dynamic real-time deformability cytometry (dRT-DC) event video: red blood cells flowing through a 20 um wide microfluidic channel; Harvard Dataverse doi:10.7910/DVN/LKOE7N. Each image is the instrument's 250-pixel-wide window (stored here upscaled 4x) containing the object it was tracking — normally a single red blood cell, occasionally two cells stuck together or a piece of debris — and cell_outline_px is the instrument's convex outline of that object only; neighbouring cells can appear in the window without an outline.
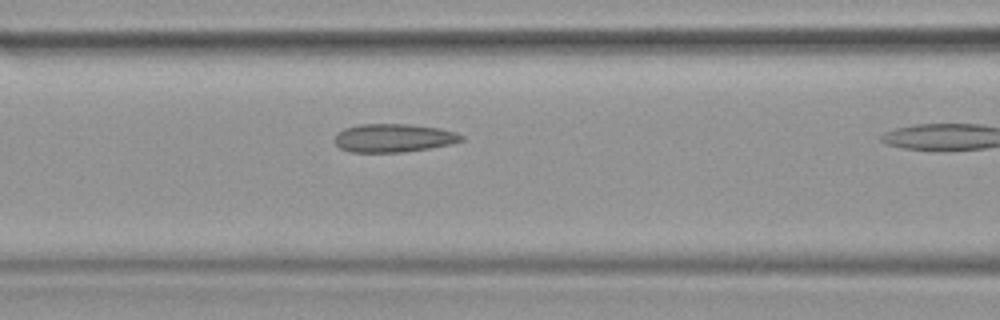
{"species": "common noctule bat (a hibernating species)", "species_latin": "Nyctalus noctula", "temperature_condition": "warm", "stored_images_in_passage": 7, "camera_frame_rate_fps": 3000, "um_per_image_px": 0.085, "animal": {"sex": "female", "body_mass_g": 19.9}, "frame": {"image": 1, "passage_image": 6, "time_ms": 1.667, "image_size_px": [1000, 320], "cell_outline_px": [[464, 140], [448, 144], [428, 148], [404, 152], [348, 152], [340, 148], [332, 140], [336, 132], [344, 128], [360, 124], [408, 124], [440, 128], [456, 132], [464, 136]], "centroid_in_image_um": [33.4, 11.72], "position_along_channel_um": 133.2, "area_um2": 21.1}}